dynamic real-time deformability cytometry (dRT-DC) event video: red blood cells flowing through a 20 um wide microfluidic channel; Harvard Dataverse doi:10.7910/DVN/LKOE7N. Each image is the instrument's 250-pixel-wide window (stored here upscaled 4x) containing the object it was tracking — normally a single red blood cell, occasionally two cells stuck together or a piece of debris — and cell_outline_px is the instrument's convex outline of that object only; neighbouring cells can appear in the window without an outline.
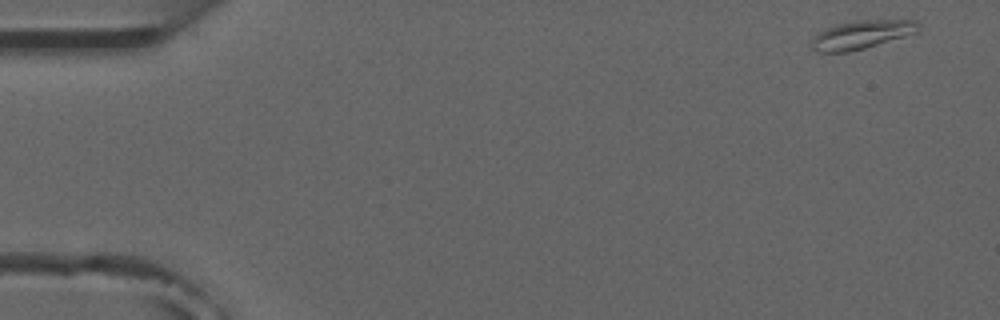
{"species": "common noctule bat (a hibernating species)", "species_latin": "Nyctalus noctula", "temperature_condition": "room temperature", "stored_images_in_passage": 5, "camera_frame_rate_fps": 3000, "um_per_image_px": 0.085, "animal": {"sex": "male", "forearm_length_mm": 52.5}, "frame": {"image": 1, "passage_image": 1, "time_ms": 0.0, "image_size_px": [1000, 320], "cell_outline_px": [[920, 28], [916, 32], [904, 36], [864, 48], [848, 52], [816, 52], [812, 48], [812, 40], [824, 28], [840, 24], [864, 20], [916, 20], [920, 24]], "centroid_in_image_um": [73.24, 2.95], "position_along_channel_um": 11.8, "area_um2": 17.28}}
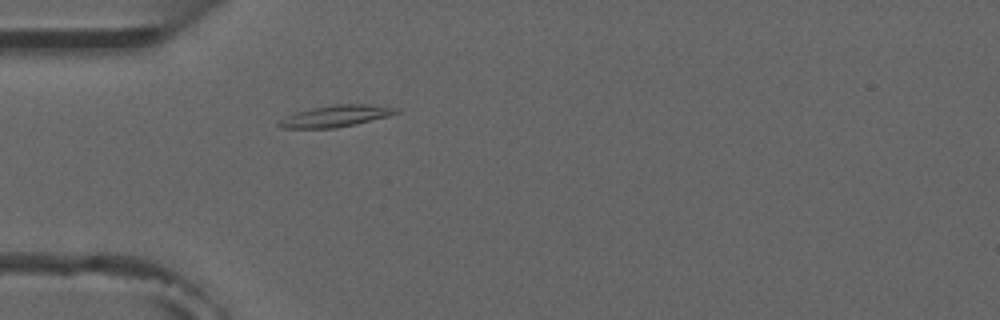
{"frame": {"image": 2, "passage_image": 5, "time_ms": 4.333, "image_size_px": [1000, 320], "cell_outline_px": [[400, 112], [388, 116], [356, 124], [336, 128], [280, 128], [276, 124], [280, 120], [296, 112], [312, 108], [336, 104], [368, 104], [400, 108]], "centroid_in_image_um": [28.57, 9.86], "position_along_channel_um": 56.4, "area_um2": 14.68}}